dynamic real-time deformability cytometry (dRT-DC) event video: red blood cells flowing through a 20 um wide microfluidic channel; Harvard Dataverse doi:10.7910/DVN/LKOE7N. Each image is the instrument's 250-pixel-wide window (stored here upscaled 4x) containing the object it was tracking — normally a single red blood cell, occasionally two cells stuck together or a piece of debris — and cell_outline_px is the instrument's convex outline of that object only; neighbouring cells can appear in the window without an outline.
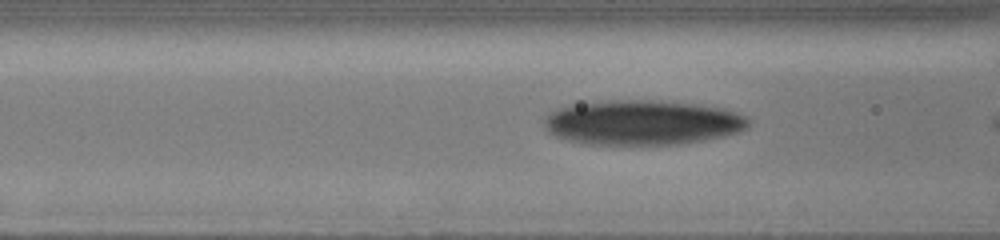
{"species": "human", "species_latin": "Homo sapiens", "temperature_condition": "cold", "stored_images_in_passage": 13, "camera_frame_rate_fps": 3000, "um_per_image_px": 0.085, "donor": {"sex": "male"}, "frame": {"image": 1, "passage_image": 12, "time_ms": 6.0, "image_size_px": [1000, 240], "cell_outline_px": [[748, 124], [740, 132], [724, 136], [680, 144], [580, 144], [556, 136], [548, 132], [544, 128], [544, 120], [548, 112], [556, 108], [572, 104], [608, 100], [644, 100], [704, 104], [724, 108], [748, 116]], "centroid_in_image_um": [54.57, 10.4], "position_along_channel_um": 112.0, "area_um2": 53.75}}